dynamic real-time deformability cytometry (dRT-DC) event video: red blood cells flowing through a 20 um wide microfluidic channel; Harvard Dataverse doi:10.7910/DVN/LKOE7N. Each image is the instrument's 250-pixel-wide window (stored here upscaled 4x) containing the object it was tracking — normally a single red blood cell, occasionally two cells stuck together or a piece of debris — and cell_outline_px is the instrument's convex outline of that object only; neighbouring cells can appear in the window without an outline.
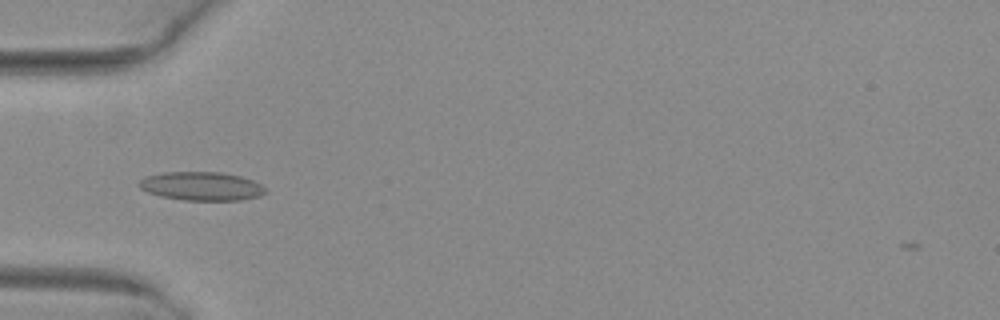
{"species": "common noctule bat (a hibernating species)", "species_latin": "Nyctalus noctula", "temperature_condition": "warm", "stored_images_in_passage": 6, "camera_frame_rate_fps": 3000, "um_per_image_px": 0.085, "animal": {"sex": "female", "body_mass_g": 29.2, "forearm_length_mm": 56.3}, "frame": {"image": 1, "passage_image": 5, "time_ms": 1.333, "image_size_px": [1000, 320], "cell_outline_px": [[268, 192], [260, 196], [240, 200], [184, 200], [160, 196], [148, 192], [140, 188], [136, 184], [144, 176], [164, 172], [220, 172], [240, 176], [252, 180], [260, 184]], "centroid_in_image_um": [17.1, 15.82], "position_along_channel_um": 67.9, "area_um2": 21.15}}
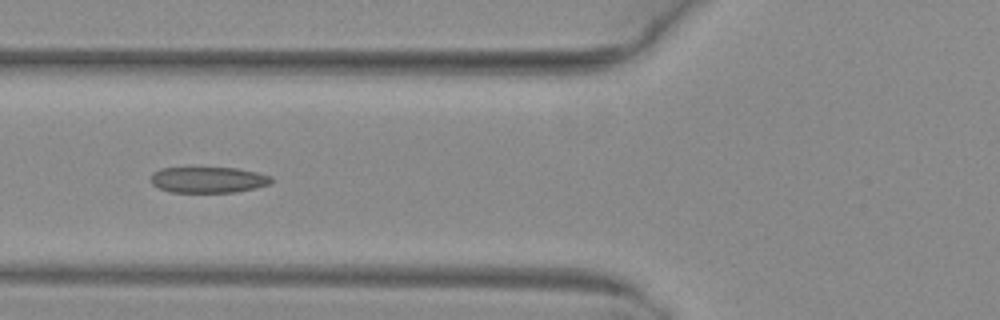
{"frame": {"image": 2, "passage_image": 6, "time_ms": 1.667, "image_size_px": [1000, 320], "cell_outline_px": [[272, 184], [236, 192], [168, 192], [152, 184], [152, 172], [160, 168], [236, 168], [256, 172], [272, 176]], "centroid_in_image_um": [17.71, 15.28], "position_along_channel_um": 108.1, "area_um2": 18.21}}